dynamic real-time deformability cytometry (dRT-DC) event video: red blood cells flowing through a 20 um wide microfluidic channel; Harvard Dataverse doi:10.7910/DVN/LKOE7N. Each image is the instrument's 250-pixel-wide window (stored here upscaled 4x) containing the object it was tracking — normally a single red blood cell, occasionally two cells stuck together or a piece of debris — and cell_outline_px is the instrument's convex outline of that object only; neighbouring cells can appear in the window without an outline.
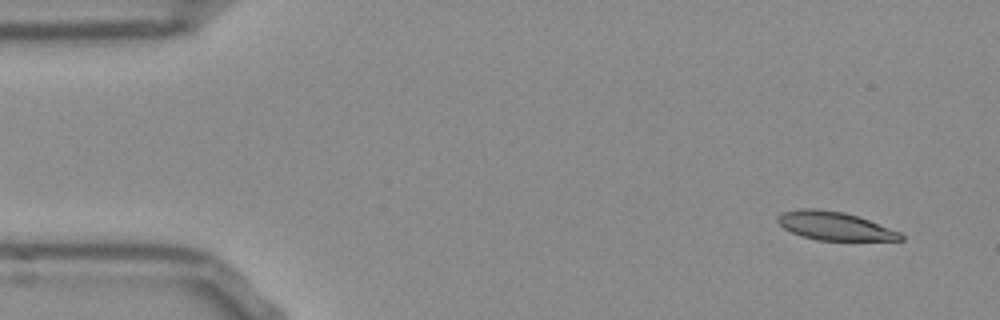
{"species": "Egyptian fruit bat (a non-hibernating species)", "species_latin": "Rousettus aegyptiacus", "temperature_condition": "room temperature", "stored_images_in_passage": 12, "camera_frame_rate_fps": 3000, "um_per_image_px": 0.085, "frame": {"image": 1, "passage_image": 1, "time_ms": 0.0, "image_size_px": [1000, 320], "cell_outline_px": [[904, 240], [816, 240], [792, 232], [784, 228], [776, 220], [776, 216], [784, 212], [800, 208], [816, 208], [844, 212], [868, 220], [900, 232], [904, 236]], "centroid_in_image_um": [70.92, 19.2], "position_along_channel_um": 14.1, "area_um2": 20.11}}
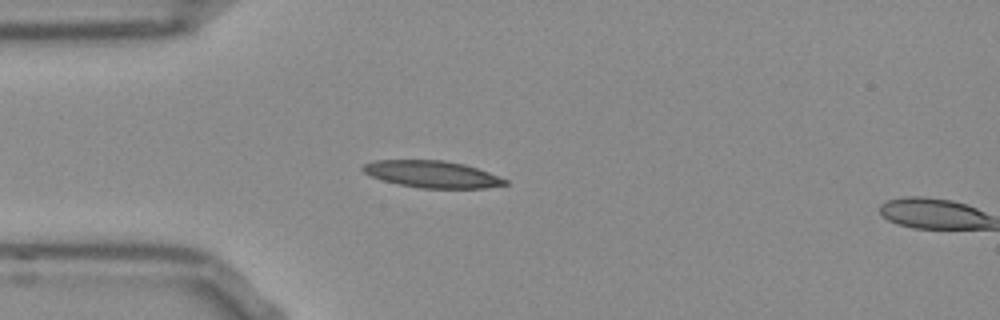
{"frame": {"image": 2, "passage_image": 11, "time_ms": 3.333, "image_size_px": [1000, 320], "cell_outline_px": [[508, 184], [484, 188], [420, 188], [400, 184], [384, 180], [372, 176], [364, 172], [360, 168], [364, 164], [376, 160], [444, 160], [464, 164], [488, 172], [508, 180]], "centroid_in_image_um": [36.74, 14.8], "position_along_channel_um": 48.3, "area_um2": 22.08}}